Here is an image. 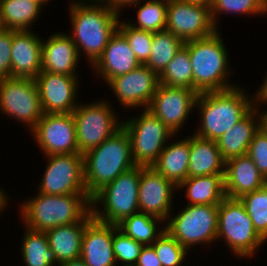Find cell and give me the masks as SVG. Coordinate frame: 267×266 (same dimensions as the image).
<instances>
[{
    "mask_svg": "<svg viewBox=\"0 0 267 266\" xmlns=\"http://www.w3.org/2000/svg\"><path fill=\"white\" fill-rule=\"evenodd\" d=\"M91 3L71 1L69 15L72 31L68 33L77 47L80 58L83 52L91 63L90 67L101 57L109 39L118 29L122 14L97 1Z\"/></svg>",
    "mask_w": 267,
    "mask_h": 266,
    "instance_id": "obj_1",
    "label": "cell"
},
{
    "mask_svg": "<svg viewBox=\"0 0 267 266\" xmlns=\"http://www.w3.org/2000/svg\"><path fill=\"white\" fill-rule=\"evenodd\" d=\"M245 91L243 86H236L224 91L199 93L195 109L201 115V123L194 134L216 141L233 128L255 106L256 94L249 97Z\"/></svg>",
    "mask_w": 267,
    "mask_h": 266,
    "instance_id": "obj_2",
    "label": "cell"
},
{
    "mask_svg": "<svg viewBox=\"0 0 267 266\" xmlns=\"http://www.w3.org/2000/svg\"><path fill=\"white\" fill-rule=\"evenodd\" d=\"M21 202L23 227L46 232L49 229L82 221L91 212L88 194L45 195L37 193Z\"/></svg>",
    "mask_w": 267,
    "mask_h": 266,
    "instance_id": "obj_3",
    "label": "cell"
},
{
    "mask_svg": "<svg viewBox=\"0 0 267 266\" xmlns=\"http://www.w3.org/2000/svg\"><path fill=\"white\" fill-rule=\"evenodd\" d=\"M221 37L218 29L207 37L184 42L192 64L193 90L198 94L236 87L228 81L234 72L231 71L228 51Z\"/></svg>",
    "mask_w": 267,
    "mask_h": 266,
    "instance_id": "obj_4",
    "label": "cell"
},
{
    "mask_svg": "<svg viewBox=\"0 0 267 266\" xmlns=\"http://www.w3.org/2000/svg\"><path fill=\"white\" fill-rule=\"evenodd\" d=\"M83 158L84 181L90 197L136 166L132 160L130 138L123 127L98 147L86 152Z\"/></svg>",
    "mask_w": 267,
    "mask_h": 266,
    "instance_id": "obj_5",
    "label": "cell"
},
{
    "mask_svg": "<svg viewBox=\"0 0 267 266\" xmlns=\"http://www.w3.org/2000/svg\"><path fill=\"white\" fill-rule=\"evenodd\" d=\"M143 168V166H135L97 191L91 197L93 218L117 225L126 217L139 213V179Z\"/></svg>",
    "mask_w": 267,
    "mask_h": 266,
    "instance_id": "obj_6",
    "label": "cell"
},
{
    "mask_svg": "<svg viewBox=\"0 0 267 266\" xmlns=\"http://www.w3.org/2000/svg\"><path fill=\"white\" fill-rule=\"evenodd\" d=\"M218 239L223 240L233 255L241 259L253 257L266 242L254 229L241 201L228 197L218 206Z\"/></svg>",
    "mask_w": 267,
    "mask_h": 266,
    "instance_id": "obj_7",
    "label": "cell"
},
{
    "mask_svg": "<svg viewBox=\"0 0 267 266\" xmlns=\"http://www.w3.org/2000/svg\"><path fill=\"white\" fill-rule=\"evenodd\" d=\"M78 151L84 155L122 128V121L107 100L81 104L73 110Z\"/></svg>",
    "mask_w": 267,
    "mask_h": 266,
    "instance_id": "obj_8",
    "label": "cell"
},
{
    "mask_svg": "<svg viewBox=\"0 0 267 266\" xmlns=\"http://www.w3.org/2000/svg\"><path fill=\"white\" fill-rule=\"evenodd\" d=\"M218 206L186 204L177 215H169L165 229L188 251L200 243L212 245L217 242Z\"/></svg>",
    "mask_w": 267,
    "mask_h": 266,
    "instance_id": "obj_9",
    "label": "cell"
},
{
    "mask_svg": "<svg viewBox=\"0 0 267 266\" xmlns=\"http://www.w3.org/2000/svg\"><path fill=\"white\" fill-rule=\"evenodd\" d=\"M122 127L129 135L132 160L136 166L151 167L166 142L175 136L148 109H144L139 117L134 115L122 121Z\"/></svg>",
    "mask_w": 267,
    "mask_h": 266,
    "instance_id": "obj_10",
    "label": "cell"
},
{
    "mask_svg": "<svg viewBox=\"0 0 267 266\" xmlns=\"http://www.w3.org/2000/svg\"><path fill=\"white\" fill-rule=\"evenodd\" d=\"M0 111L31 131L44 114L35 79H0Z\"/></svg>",
    "mask_w": 267,
    "mask_h": 266,
    "instance_id": "obj_11",
    "label": "cell"
},
{
    "mask_svg": "<svg viewBox=\"0 0 267 266\" xmlns=\"http://www.w3.org/2000/svg\"><path fill=\"white\" fill-rule=\"evenodd\" d=\"M47 166L37 192L45 195L88 194L80 153L45 156Z\"/></svg>",
    "mask_w": 267,
    "mask_h": 266,
    "instance_id": "obj_12",
    "label": "cell"
},
{
    "mask_svg": "<svg viewBox=\"0 0 267 266\" xmlns=\"http://www.w3.org/2000/svg\"><path fill=\"white\" fill-rule=\"evenodd\" d=\"M166 30L183 42L212 35L213 24L210 6L186 0H168Z\"/></svg>",
    "mask_w": 267,
    "mask_h": 266,
    "instance_id": "obj_13",
    "label": "cell"
},
{
    "mask_svg": "<svg viewBox=\"0 0 267 266\" xmlns=\"http://www.w3.org/2000/svg\"><path fill=\"white\" fill-rule=\"evenodd\" d=\"M31 133L45 156L79 153L72 113H44Z\"/></svg>",
    "mask_w": 267,
    "mask_h": 266,
    "instance_id": "obj_14",
    "label": "cell"
},
{
    "mask_svg": "<svg viewBox=\"0 0 267 266\" xmlns=\"http://www.w3.org/2000/svg\"><path fill=\"white\" fill-rule=\"evenodd\" d=\"M198 93L193 89L158 84L148 110L174 135L180 133L190 112L195 110ZM193 109V110H192Z\"/></svg>",
    "mask_w": 267,
    "mask_h": 266,
    "instance_id": "obj_15",
    "label": "cell"
},
{
    "mask_svg": "<svg viewBox=\"0 0 267 266\" xmlns=\"http://www.w3.org/2000/svg\"><path fill=\"white\" fill-rule=\"evenodd\" d=\"M159 84L158 75L145 64L112 78L107 85L117 96L121 106L147 109Z\"/></svg>",
    "mask_w": 267,
    "mask_h": 266,
    "instance_id": "obj_16",
    "label": "cell"
},
{
    "mask_svg": "<svg viewBox=\"0 0 267 266\" xmlns=\"http://www.w3.org/2000/svg\"><path fill=\"white\" fill-rule=\"evenodd\" d=\"M78 76L41 71L35 78L43 113H72L78 106Z\"/></svg>",
    "mask_w": 267,
    "mask_h": 266,
    "instance_id": "obj_17",
    "label": "cell"
},
{
    "mask_svg": "<svg viewBox=\"0 0 267 266\" xmlns=\"http://www.w3.org/2000/svg\"><path fill=\"white\" fill-rule=\"evenodd\" d=\"M177 187L152 167L140 172L138 206L140 213L167 221L173 212L172 201Z\"/></svg>",
    "mask_w": 267,
    "mask_h": 266,
    "instance_id": "obj_18",
    "label": "cell"
},
{
    "mask_svg": "<svg viewBox=\"0 0 267 266\" xmlns=\"http://www.w3.org/2000/svg\"><path fill=\"white\" fill-rule=\"evenodd\" d=\"M32 30H12L11 77L35 79L42 71L40 36Z\"/></svg>",
    "mask_w": 267,
    "mask_h": 266,
    "instance_id": "obj_19",
    "label": "cell"
},
{
    "mask_svg": "<svg viewBox=\"0 0 267 266\" xmlns=\"http://www.w3.org/2000/svg\"><path fill=\"white\" fill-rule=\"evenodd\" d=\"M141 63L130 47L125 36L117 29L109 39L101 57L92 66L95 75L107 84L112 78L127 74Z\"/></svg>",
    "mask_w": 267,
    "mask_h": 266,
    "instance_id": "obj_20",
    "label": "cell"
},
{
    "mask_svg": "<svg viewBox=\"0 0 267 266\" xmlns=\"http://www.w3.org/2000/svg\"><path fill=\"white\" fill-rule=\"evenodd\" d=\"M113 242V225L93 218L82 236L81 259L87 266H117Z\"/></svg>",
    "mask_w": 267,
    "mask_h": 266,
    "instance_id": "obj_21",
    "label": "cell"
},
{
    "mask_svg": "<svg viewBox=\"0 0 267 266\" xmlns=\"http://www.w3.org/2000/svg\"><path fill=\"white\" fill-rule=\"evenodd\" d=\"M80 56L74 42L68 34L56 32L42 40L41 67L42 71L78 76L76 72Z\"/></svg>",
    "mask_w": 267,
    "mask_h": 266,
    "instance_id": "obj_22",
    "label": "cell"
},
{
    "mask_svg": "<svg viewBox=\"0 0 267 266\" xmlns=\"http://www.w3.org/2000/svg\"><path fill=\"white\" fill-rule=\"evenodd\" d=\"M266 183L267 181L247 154L225 161L224 189L226 197L239 199L247 193L258 190Z\"/></svg>",
    "mask_w": 267,
    "mask_h": 266,
    "instance_id": "obj_23",
    "label": "cell"
},
{
    "mask_svg": "<svg viewBox=\"0 0 267 266\" xmlns=\"http://www.w3.org/2000/svg\"><path fill=\"white\" fill-rule=\"evenodd\" d=\"M225 160L216 141L190 134L188 177L224 175Z\"/></svg>",
    "mask_w": 267,
    "mask_h": 266,
    "instance_id": "obj_24",
    "label": "cell"
},
{
    "mask_svg": "<svg viewBox=\"0 0 267 266\" xmlns=\"http://www.w3.org/2000/svg\"><path fill=\"white\" fill-rule=\"evenodd\" d=\"M92 219V212H90L80 222L61 225L46 231L49 246L59 264L81 257L82 236L86 225Z\"/></svg>",
    "mask_w": 267,
    "mask_h": 266,
    "instance_id": "obj_25",
    "label": "cell"
},
{
    "mask_svg": "<svg viewBox=\"0 0 267 266\" xmlns=\"http://www.w3.org/2000/svg\"><path fill=\"white\" fill-rule=\"evenodd\" d=\"M189 153L188 135L187 138L167 143L151 167L178 187L188 178Z\"/></svg>",
    "mask_w": 267,
    "mask_h": 266,
    "instance_id": "obj_26",
    "label": "cell"
},
{
    "mask_svg": "<svg viewBox=\"0 0 267 266\" xmlns=\"http://www.w3.org/2000/svg\"><path fill=\"white\" fill-rule=\"evenodd\" d=\"M259 129L260 119L254 107L233 128L227 130L216 140L222 158L227 161L230 158L247 154L249 144Z\"/></svg>",
    "mask_w": 267,
    "mask_h": 266,
    "instance_id": "obj_27",
    "label": "cell"
},
{
    "mask_svg": "<svg viewBox=\"0 0 267 266\" xmlns=\"http://www.w3.org/2000/svg\"><path fill=\"white\" fill-rule=\"evenodd\" d=\"M184 188L188 205H219L226 198L224 175L188 177L177 190Z\"/></svg>",
    "mask_w": 267,
    "mask_h": 266,
    "instance_id": "obj_28",
    "label": "cell"
},
{
    "mask_svg": "<svg viewBox=\"0 0 267 266\" xmlns=\"http://www.w3.org/2000/svg\"><path fill=\"white\" fill-rule=\"evenodd\" d=\"M43 7L36 0H0V27L31 30Z\"/></svg>",
    "mask_w": 267,
    "mask_h": 266,
    "instance_id": "obj_29",
    "label": "cell"
},
{
    "mask_svg": "<svg viewBox=\"0 0 267 266\" xmlns=\"http://www.w3.org/2000/svg\"><path fill=\"white\" fill-rule=\"evenodd\" d=\"M21 245L22 261L25 266H57L55 254L49 246L46 232L24 227Z\"/></svg>",
    "mask_w": 267,
    "mask_h": 266,
    "instance_id": "obj_30",
    "label": "cell"
},
{
    "mask_svg": "<svg viewBox=\"0 0 267 266\" xmlns=\"http://www.w3.org/2000/svg\"><path fill=\"white\" fill-rule=\"evenodd\" d=\"M157 223H164L165 225V221L161 218L139 212L123 219L117 224V228L125 235L146 246L152 245L165 231V227L162 226L161 229Z\"/></svg>",
    "mask_w": 267,
    "mask_h": 266,
    "instance_id": "obj_31",
    "label": "cell"
},
{
    "mask_svg": "<svg viewBox=\"0 0 267 266\" xmlns=\"http://www.w3.org/2000/svg\"><path fill=\"white\" fill-rule=\"evenodd\" d=\"M151 45L149 59L145 65L159 75L183 47L184 42L165 29L153 33Z\"/></svg>",
    "mask_w": 267,
    "mask_h": 266,
    "instance_id": "obj_32",
    "label": "cell"
},
{
    "mask_svg": "<svg viewBox=\"0 0 267 266\" xmlns=\"http://www.w3.org/2000/svg\"><path fill=\"white\" fill-rule=\"evenodd\" d=\"M159 84L193 89V71L188 49L183 47L158 75Z\"/></svg>",
    "mask_w": 267,
    "mask_h": 266,
    "instance_id": "obj_33",
    "label": "cell"
},
{
    "mask_svg": "<svg viewBox=\"0 0 267 266\" xmlns=\"http://www.w3.org/2000/svg\"><path fill=\"white\" fill-rule=\"evenodd\" d=\"M138 1L134 6L137 10V23L127 22L131 27L156 33L166 29L168 0Z\"/></svg>",
    "mask_w": 267,
    "mask_h": 266,
    "instance_id": "obj_34",
    "label": "cell"
},
{
    "mask_svg": "<svg viewBox=\"0 0 267 266\" xmlns=\"http://www.w3.org/2000/svg\"><path fill=\"white\" fill-rule=\"evenodd\" d=\"M210 12L213 24L218 30L219 15L226 13L261 16L267 14V0H213Z\"/></svg>",
    "mask_w": 267,
    "mask_h": 266,
    "instance_id": "obj_35",
    "label": "cell"
},
{
    "mask_svg": "<svg viewBox=\"0 0 267 266\" xmlns=\"http://www.w3.org/2000/svg\"><path fill=\"white\" fill-rule=\"evenodd\" d=\"M250 216L254 229L267 243V183L239 198Z\"/></svg>",
    "mask_w": 267,
    "mask_h": 266,
    "instance_id": "obj_36",
    "label": "cell"
},
{
    "mask_svg": "<svg viewBox=\"0 0 267 266\" xmlns=\"http://www.w3.org/2000/svg\"><path fill=\"white\" fill-rule=\"evenodd\" d=\"M151 246L162 266H182L189 252L166 229Z\"/></svg>",
    "mask_w": 267,
    "mask_h": 266,
    "instance_id": "obj_37",
    "label": "cell"
},
{
    "mask_svg": "<svg viewBox=\"0 0 267 266\" xmlns=\"http://www.w3.org/2000/svg\"><path fill=\"white\" fill-rule=\"evenodd\" d=\"M143 246L125 235L117 228V225H113L112 248L118 266L121 263H123L121 266H135Z\"/></svg>",
    "mask_w": 267,
    "mask_h": 266,
    "instance_id": "obj_38",
    "label": "cell"
},
{
    "mask_svg": "<svg viewBox=\"0 0 267 266\" xmlns=\"http://www.w3.org/2000/svg\"><path fill=\"white\" fill-rule=\"evenodd\" d=\"M118 30L125 36L141 64H145L151 52L153 33L131 27L127 21L119 20Z\"/></svg>",
    "mask_w": 267,
    "mask_h": 266,
    "instance_id": "obj_39",
    "label": "cell"
},
{
    "mask_svg": "<svg viewBox=\"0 0 267 266\" xmlns=\"http://www.w3.org/2000/svg\"><path fill=\"white\" fill-rule=\"evenodd\" d=\"M247 155L267 181V134L259 129L249 144Z\"/></svg>",
    "mask_w": 267,
    "mask_h": 266,
    "instance_id": "obj_40",
    "label": "cell"
},
{
    "mask_svg": "<svg viewBox=\"0 0 267 266\" xmlns=\"http://www.w3.org/2000/svg\"><path fill=\"white\" fill-rule=\"evenodd\" d=\"M12 29L0 27V79L11 77Z\"/></svg>",
    "mask_w": 267,
    "mask_h": 266,
    "instance_id": "obj_41",
    "label": "cell"
},
{
    "mask_svg": "<svg viewBox=\"0 0 267 266\" xmlns=\"http://www.w3.org/2000/svg\"><path fill=\"white\" fill-rule=\"evenodd\" d=\"M135 266H162L154 248L151 245L143 246Z\"/></svg>",
    "mask_w": 267,
    "mask_h": 266,
    "instance_id": "obj_42",
    "label": "cell"
},
{
    "mask_svg": "<svg viewBox=\"0 0 267 266\" xmlns=\"http://www.w3.org/2000/svg\"><path fill=\"white\" fill-rule=\"evenodd\" d=\"M98 3L105 4L116 13H120L124 7L135 5L140 0H96Z\"/></svg>",
    "mask_w": 267,
    "mask_h": 266,
    "instance_id": "obj_43",
    "label": "cell"
},
{
    "mask_svg": "<svg viewBox=\"0 0 267 266\" xmlns=\"http://www.w3.org/2000/svg\"><path fill=\"white\" fill-rule=\"evenodd\" d=\"M262 83L263 84H261L259 90H256L257 92H256L255 106H254V107H259V109L263 104L264 105L267 104V75Z\"/></svg>",
    "mask_w": 267,
    "mask_h": 266,
    "instance_id": "obj_44",
    "label": "cell"
},
{
    "mask_svg": "<svg viewBox=\"0 0 267 266\" xmlns=\"http://www.w3.org/2000/svg\"><path fill=\"white\" fill-rule=\"evenodd\" d=\"M255 108L258 111V115L260 119V129L267 134V109L266 111L263 110V112L261 113V111L259 112L258 107H255Z\"/></svg>",
    "mask_w": 267,
    "mask_h": 266,
    "instance_id": "obj_45",
    "label": "cell"
},
{
    "mask_svg": "<svg viewBox=\"0 0 267 266\" xmlns=\"http://www.w3.org/2000/svg\"><path fill=\"white\" fill-rule=\"evenodd\" d=\"M6 194L8 193H5V191L0 187V213L5 210L9 201V197H7Z\"/></svg>",
    "mask_w": 267,
    "mask_h": 266,
    "instance_id": "obj_46",
    "label": "cell"
},
{
    "mask_svg": "<svg viewBox=\"0 0 267 266\" xmlns=\"http://www.w3.org/2000/svg\"><path fill=\"white\" fill-rule=\"evenodd\" d=\"M58 266H87L81 258L60 263Z\"/></svg>",
    "mask_w": 267,
    "mask_h": 266,
    "instance_id": "obj_47",
    "label": "cell"
},
{
    "mask_svg": "<svg viewBox=\"0 0 267 266\" xmlns=\"http://www.w3.org/2000/svg\"><path fill=\"white\" fill-rule=\"evenodd\" d=\"M186 1L202 3V4H206L208 6H210L213 2V0H186Z\"/></svg>",
    "mask_w": 267,
    "mask_h": 266,
    "instance_id": "obj_48",
    "label": "cell"
},
{
    "mask_svg": "<svg viewBox=\"0 0 267 266\" xmlns=\"http://www.w3.org/2000/svg\"><path fill=\"white\" fill-rule=\"evenodd\" d=\"M36 1L39 2L41 5L45 6V4H48L50 0H36Z\"/></svg>",
    "mask_w": 267,
    "mask_h": 266,
    "instance_id": "obj_49",
    "label": "cell"
},
{
    "mask_svg": "<svg viewBox=\"0 0 267 266\" xmlns=\"http://www.w3.org/2000/svg\"><path fill=\"white\" fill-rule=\"evenodd\" d=\"M77 1H78V0H77ZM79 1H86V2H87V1H90V2H91V1H96V0H79Z\"/></svg>",
    "mask_w": 267,
    "mask_h": 266,
    "instance_id": "obj_50",
    "label": "cell"
}]
</instances>
